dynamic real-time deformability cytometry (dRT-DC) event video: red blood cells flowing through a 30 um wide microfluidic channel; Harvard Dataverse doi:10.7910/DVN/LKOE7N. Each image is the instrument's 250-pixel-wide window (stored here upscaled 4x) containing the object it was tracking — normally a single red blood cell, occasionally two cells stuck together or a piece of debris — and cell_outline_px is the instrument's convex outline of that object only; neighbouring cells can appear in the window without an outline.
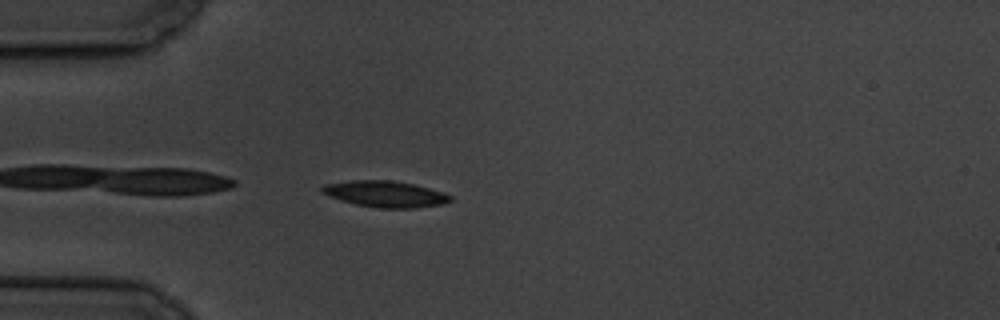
{"species": "common noctule bat (a hibernating species)", "species_latin": "Nyctalus noctula", "temperature_condition": "cold", "stored_images_in_passage": 42, "camera_frame_rate_fps": 3000, "um_per_image_px": 0.085, "animal": {"sex": "male", "body_mass_g": 19.5, "forearm_length_mm": 54.6}, "frame": {"image": 1, "passage_image": 1, "time_ms": 0.0, "image_size_px": [1000, 320], "cell_outline_px": [[452, 200], [440, 204], [412, 208], [380, 208], [356, 204], [320, 192], [320, 188], [324, 184], [352, 180], [392, 180], [412, 184], [444, 192], [452, 196]], "centroid_in_image_um": [32.75, 16.48], "position_along_channel_um": 52.3, "area_um2": 19.31}}
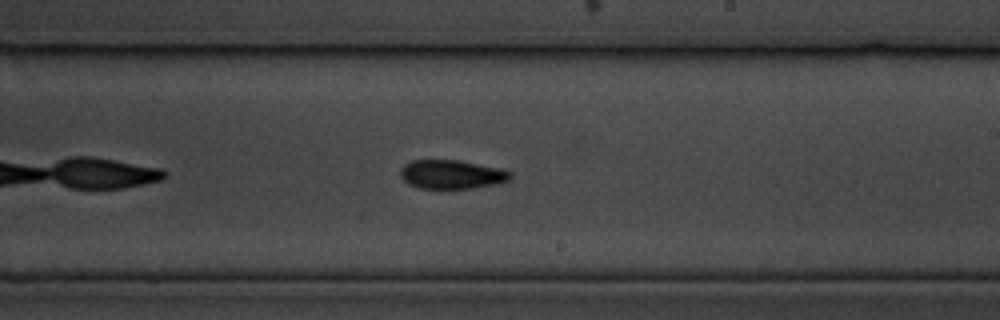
{"frame": {"image": 2, "passage_image": 19, "time_ms": 6.0, "image_size_px": [1000, 320], "cell_outline_px": [[512, 180], [496, 184], [472, 188], [420, 188], [408, 184], [400, 176], [400, 168], [404, 164], [412, 160], [460, 160], [504, 168], [512, 172]], "centroid_in_image_um": [38.44, 14.81], "position_along_channel_um": 250.6, "area_um2": 18.84}}
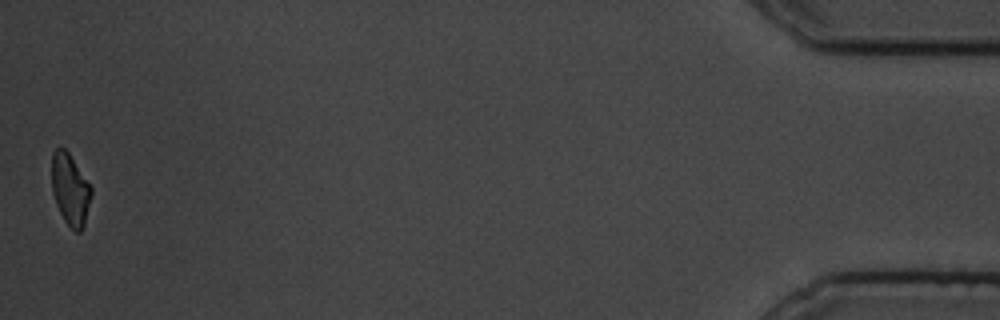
{"frame": {"image": 3, "passage_image": 42, "time_ms": 13.667, "image_size_px": [1000, 320], "cell_outline_px": [[92, 192], [84, 224], [80, 232], [76, 232], [64, 220], [56, 204], [52, 192], [52, 152], [56, 148], [64, 148], [68, 152], [92, 188]], "centroid_in_image_um": [5.95, 16.09], "position_along_channel_um": 429.2, "area_um2": 16.18}, "authors_computed_cell_mechanics": {"area_um2": 18.6405, "velocity_mm_per_s": 3.4842, "shape_relaxation_time_tau1_ms": 3.0729, "shape_relaxation_time_tau2_ms": 9.9869, "deformation_change_tau1": 0.122, "deformation_change_tau2": 0.1725}}